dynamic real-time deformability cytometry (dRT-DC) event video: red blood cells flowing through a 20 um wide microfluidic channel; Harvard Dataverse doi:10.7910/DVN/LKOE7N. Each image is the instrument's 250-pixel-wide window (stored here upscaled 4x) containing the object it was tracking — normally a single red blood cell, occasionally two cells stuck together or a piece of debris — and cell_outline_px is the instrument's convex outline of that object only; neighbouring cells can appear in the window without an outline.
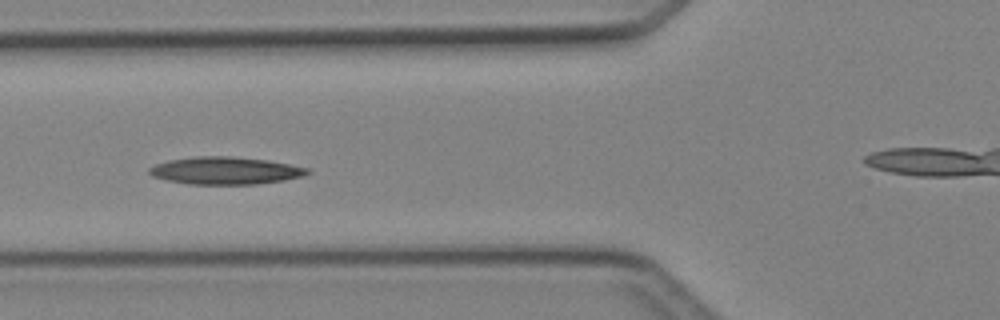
{"species": "Egyptian fruit bat (a non-hibernating species)", "species_latin": "Rousettus aegyptiacus", "temperature_condition": "cold", "stored_images_in_passage": 6, "camera_frame_rate_fps": 3000, "um_per_image_px": 0.085, "animal": {"sex": "female"}, "frame": {"image": 1, "passage_image": 6, "time_ms": 6.667, "image_size_px": [1000, 320], "cell_outline_px": [[312, 172], [304, 176], [284, 180], [256, 184], [188, 184], [168, 180], [152, 176], [148, 172], [148, 168], [156, 164], [168, 160], [196, 156], [232, 156], [268, 160], [308, 168]], "centroid_in_image_um": [19.16, 14.5], "position_along_channel_um": 106.6, "area_um2": 25.32}}